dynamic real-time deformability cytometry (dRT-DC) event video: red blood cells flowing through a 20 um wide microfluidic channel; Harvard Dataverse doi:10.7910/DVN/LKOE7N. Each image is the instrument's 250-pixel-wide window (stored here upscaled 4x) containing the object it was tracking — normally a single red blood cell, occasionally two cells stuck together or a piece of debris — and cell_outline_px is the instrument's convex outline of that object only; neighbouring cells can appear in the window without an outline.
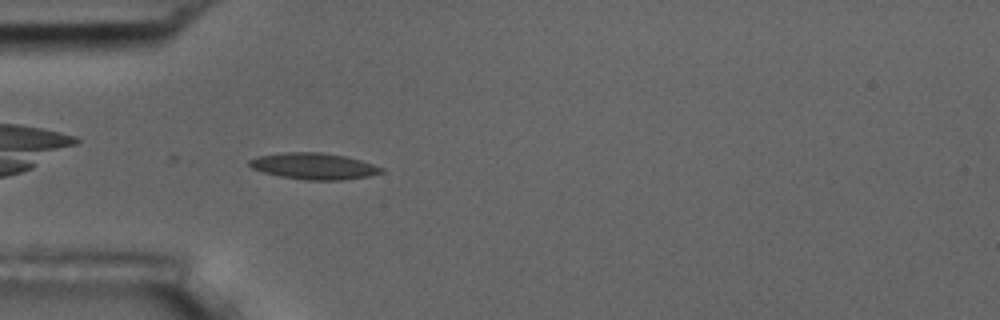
{"species": "common noctule bat (a hibernating species)", "species_latin": "Nyctalus noctula", "temperature_condition": "room temperature", "stored_images_in_passage": 6, "camera_frame_rate_fps": 3000, "um_per_image_px": 0.085, "animal": {"sex": "male", "body_mass_g": 17.5, "forearm_length_mm": 52.3}, "frame": {"image": 1, "passage_image": 4, "time_ms": 1.0, "image_size_px": [1000, 320], "cell_outline_px": [[384, 172], [368, 176], [340, 180], [304, 180], [280, 176], [264, 172], [252, 168], [248, 164], [248, 160], [256, 156], [284, 152], [320, 152], [344, 156], [360, 160], [384, 168]], "centroid_in_image_um": [26.65, 14.12], "position_along_channel_um": 58.4, "area_um2": 20.23}}